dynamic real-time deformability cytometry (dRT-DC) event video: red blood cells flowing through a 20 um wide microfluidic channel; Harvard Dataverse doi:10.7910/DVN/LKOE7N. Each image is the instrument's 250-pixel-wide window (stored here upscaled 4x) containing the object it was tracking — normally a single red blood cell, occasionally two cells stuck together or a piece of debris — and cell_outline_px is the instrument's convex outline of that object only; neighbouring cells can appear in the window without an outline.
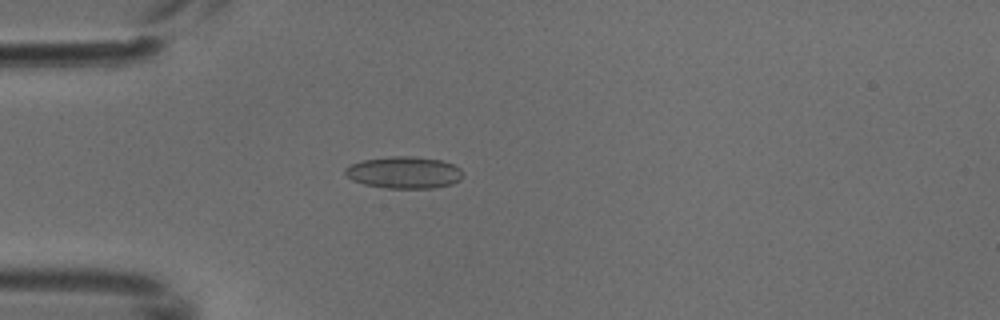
{"species": "common noctule bat (a hibernating species)", "species_latin": "Nyctalus noctula", "temperature_condition": "cold", "stored_images_in_passage": 3, "camera_frame_rate_fps": 3000, "um_per_image_px": 0.085, "animal": {"sex": "male", "body_mass_g": 18.8}, "frame": {"image": 1, "passage_image": 3, "time_ms": 0.667, "image_size_px": [1000, 320], "cell_outline_px": [[464, 176], [460, 180], [452, 184], [432, 188], [384, 188], [364, 184], [352, 180], [344, 172], [344, 168], [360, 160], [392, 156], [412, 156], [440, 160], [452, 164], [460, 168]], "centroid_in_image_um": [34.34, 14.66], "position_along_channel_um": 50.7, "area_um2": 21.96}}